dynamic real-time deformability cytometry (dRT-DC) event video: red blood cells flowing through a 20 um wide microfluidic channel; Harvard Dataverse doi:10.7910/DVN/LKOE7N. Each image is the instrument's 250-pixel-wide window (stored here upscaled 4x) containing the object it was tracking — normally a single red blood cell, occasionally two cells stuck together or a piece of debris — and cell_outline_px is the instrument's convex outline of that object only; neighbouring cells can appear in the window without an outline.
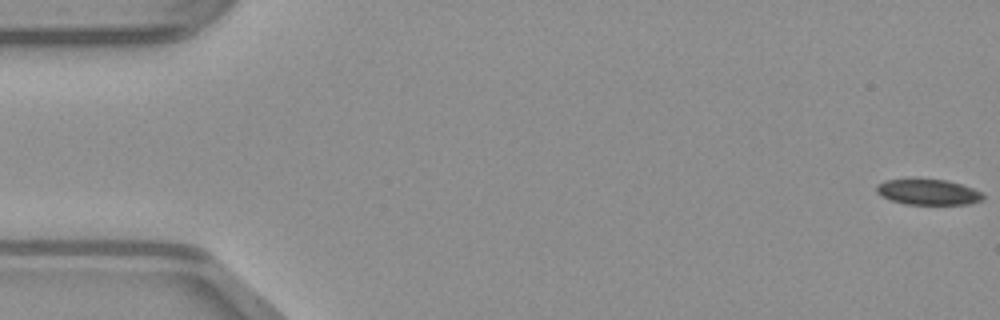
{"species": "common noctule bat (a hibernating species)", "species_latin": "Nyctalus noctula", "temperature_condition": "warm", "stored_images_in_passage": 50, "camera_frame_rate_fps": 3000, "um_per_image_px": 0.085, "animal": {"sex": "male", "body_mass_g": 23.1, "forearm_length_mm": 52.7}, "frame": {"image": 1, "passage_image": 1, "time_ms": 0.0, "image_size_px": [1000, 320], "cell_outline_px": [[984, 200], [968, 204], [904, 204], [880, 196], [876, 192], [876, 184], [884, 180], [944, 180], [960, 184], [972, 188], [980, 192], [984, 196]], "centroid_in_image_um": [78.87, 16.34], "position_along_channel_um": 6.1, "area_um2": 15.66}}
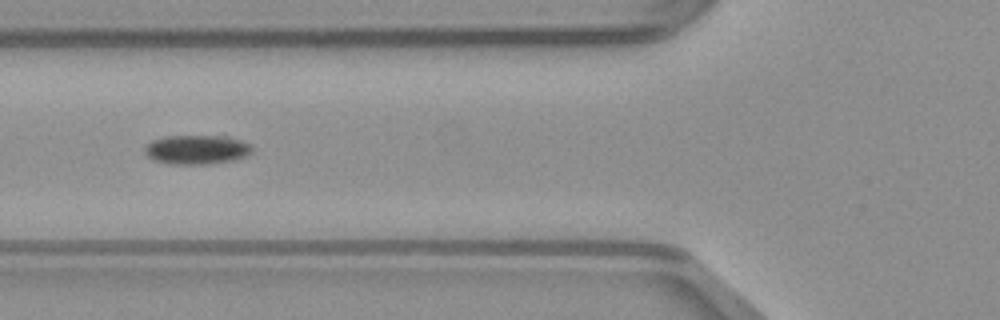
{"frame": {"image": 2, "passage_image": 19, "time_ms": 6.0, "image_size_px": [1000, 320], "cell_outline_px": [[252, 152], [236, 160], [208, 164], [168, 164], [152, 160], [144, 152], [144, 144], [152, 140], [164, 136], [228, 136], [252, 144]], "centroid_in_image_um": [16.69, 12.72], "position_along_channel_um": 109.1, "area_um2": 18.61}}
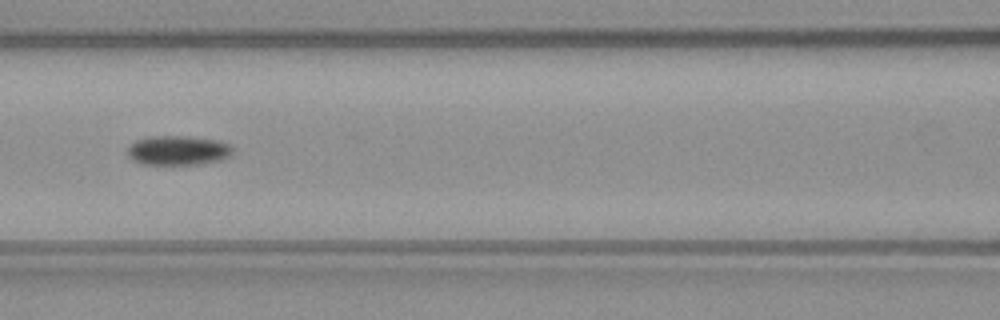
{"frame": {"image": 3, "passage_image": 22, "time_ms": 7.0, "image_size_px": [1000, 320], "cell_outline_px": [[232, 152], [228, 156], [220, 160], [204, 164], [144, 164], [132, 160], [128, 156], [128, 148], [136, 140], [148, 136], [180, 136], [216, 140], [228, 144], [232, 148]], "centroid_in_image_um": [15.1, 12.79], "position_along_channel_um": 151.5, "area_um2": 17.86}}